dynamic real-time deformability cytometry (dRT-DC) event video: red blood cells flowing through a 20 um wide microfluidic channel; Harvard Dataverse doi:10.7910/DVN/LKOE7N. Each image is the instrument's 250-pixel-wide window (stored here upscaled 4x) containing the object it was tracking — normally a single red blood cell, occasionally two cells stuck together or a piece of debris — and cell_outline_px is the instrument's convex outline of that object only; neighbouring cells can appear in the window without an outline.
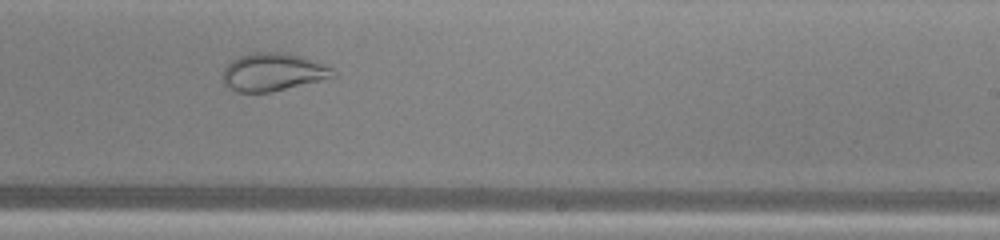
{"species": "common noctule bat (a hibernating species)", "species_latin": "Nyctalus noctula", "temperature_condition": "warm", "stored_images_in_passage": 30, "camera_frame_rate_fps": 3000, "um_per_image_px": 0.085, "animal": {"sex": "male", "body_mass_g": 13.0, "forearm_length_mm": 53.1}, "frame": {"image": 1, "passage_image": 22, "time_ms": 7.0, "image_size_px": [1000, 240], "cell_outline_px": [[336, 76], [272, 92], [236, 92], [224, 84], [224, 68], [232, 60], [240, 56], [256, 52], [280, 52], [296, 56], [332, 68]], "centroid_in_image_um": [23.15, 6.14], "position_along_channel_um": 265.9, "area_um2": 23.64}}